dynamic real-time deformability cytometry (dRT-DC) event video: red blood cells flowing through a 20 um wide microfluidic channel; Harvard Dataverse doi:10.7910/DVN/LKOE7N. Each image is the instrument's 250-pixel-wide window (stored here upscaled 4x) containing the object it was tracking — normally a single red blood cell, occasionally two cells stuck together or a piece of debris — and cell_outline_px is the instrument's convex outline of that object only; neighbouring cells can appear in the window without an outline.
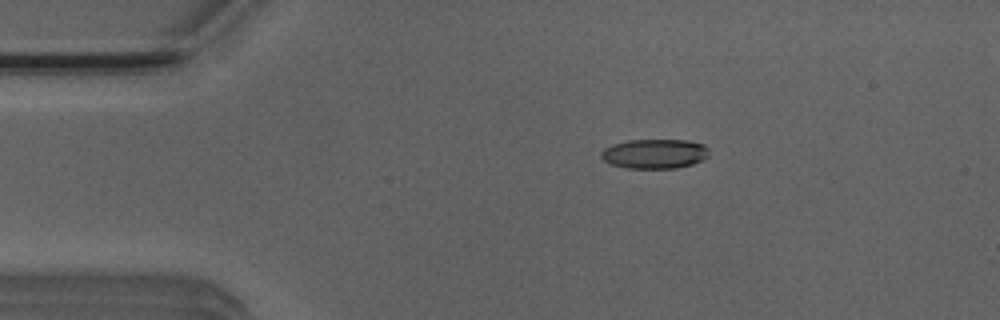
{"species": "Egyptian fruit bat (a non-hibernating species)", "species_latin": "Rousettus aegyptiacus", "temperature_condition": "room temperature", "stored_images_in_passage": 4, "camera_frame_rate_fps": 3000, "um_per_image_px": 0.085, "animal": {"sex": "male"}, "frame": {"image": 1, "passage_image": 1, "time_ms": 0.0, "image_size_px": [1000, 320], "cell_outline_px": [[708, 156], [692, 164], [676, 168], [624, 168], [612, 164], [604, 160], [600, 156], [600, 152], [604, 148], [612, 144], [628, 140], [688, 140], [704, 144], [708, 148]], "centroid_in_image_um": [55.62, 13.06], "position_along_channel_um": 29.4, "area_um2": 18.61}}
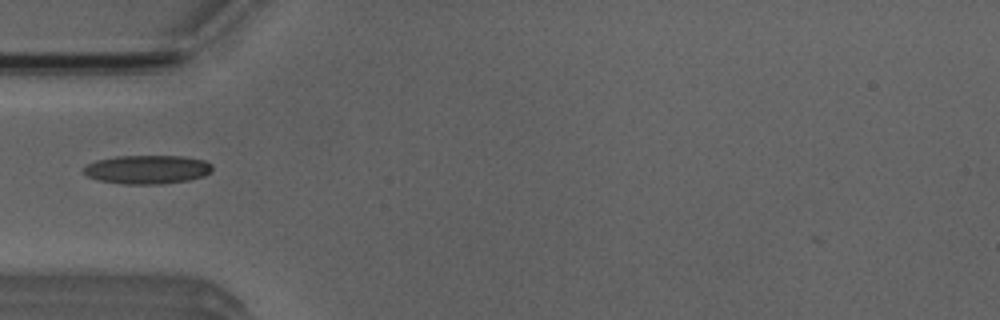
{"frame": {"image": 2, "passage_image": 3, "time_ms": 2.333, "image_size_px": [1000, 320], "cell_outline_px": [[212, 172], [204, 176], [188, 180], [164, 184], [124, 184], [100, 180], [88, 176], [84, 172], [84, 168], [88, 164], [96, 160], [116, 156], [184, 156], [204, 160], [212, 164]], "centroid_in_image_um": [12.56, 14.4], "position_along_channel_um": 72.4, "area_um2": 21.56}}